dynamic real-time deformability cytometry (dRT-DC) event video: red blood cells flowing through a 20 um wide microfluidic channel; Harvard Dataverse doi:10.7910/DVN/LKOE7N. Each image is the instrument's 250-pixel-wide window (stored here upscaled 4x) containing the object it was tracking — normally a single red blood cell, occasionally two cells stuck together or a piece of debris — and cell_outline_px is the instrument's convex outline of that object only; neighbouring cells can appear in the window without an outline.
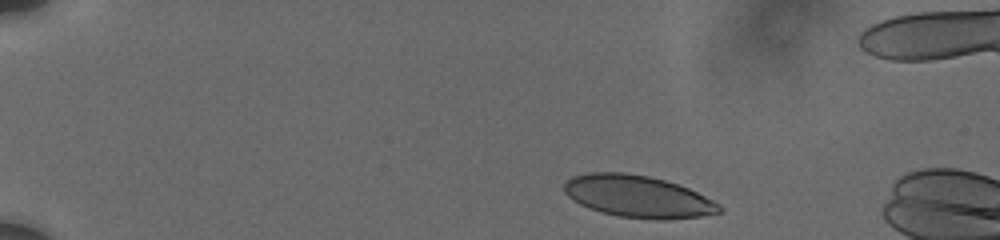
{"species": "human", "species_latin": "Homo sapiens", "temperature_condition": "cold", "stored_images_in_passage": 5, "camera_frame_rate_fps": 3000, "um_per_image_px": 0.085, "donor": {"sex": "male"}, "frame": {"image": 1, "passage_image": 1, "time_ms": 0.0, "image_size_px": [1000, 240], "cell_outline_px": [[724, 208], [720, 212], [700, 216], [664, 220], [656, 220], [616, 216], [600, 212], [580, 204], [572, 200], [564, 192], [564, 184], [572, 176], [588, 172], [624, 172], [648, 176], [664, 180], [688, 188], [720, 204]], "centroid_in_image_um": [54.2, 16.7], "position_along_channel_um": 30.8, "area_um2": 38.03}}